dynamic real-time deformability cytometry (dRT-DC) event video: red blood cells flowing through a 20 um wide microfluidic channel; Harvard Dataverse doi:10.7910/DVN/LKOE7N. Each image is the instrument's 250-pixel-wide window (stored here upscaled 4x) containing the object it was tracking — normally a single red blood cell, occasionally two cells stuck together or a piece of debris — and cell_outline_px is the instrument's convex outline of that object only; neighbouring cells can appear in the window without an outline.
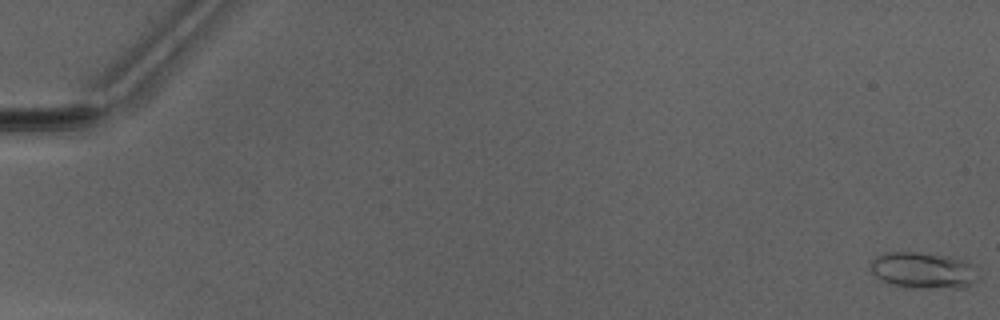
{"species": "Egyptian fruit bat (a non-hibernating species)", "species_latin": "Rousettus aegyptiacus", "temperature_condition": "warm", "stored_images_in_passage": 52, "camera_frame_rate_fps": 3000, "um_per_image_px": 0.085, "animal": {"sex": "male"}, "frame": {"image": 1, "passage_image": 1, "time_ms": 0.0, "image_size_px": [1000, 320], "cell_outline_px": [[972, 280], [964, 288], [912, 288], [892, 284], [876, 276], [872, 272], [872, 260], [876, 256], [884, 252], [916, 252], [952, 256], [968, 260], [972, 264]], "centroid_in_image_um": [78.43, 22.96], "position_along_channel_um": 6.6, "area_um2": 22.37}}
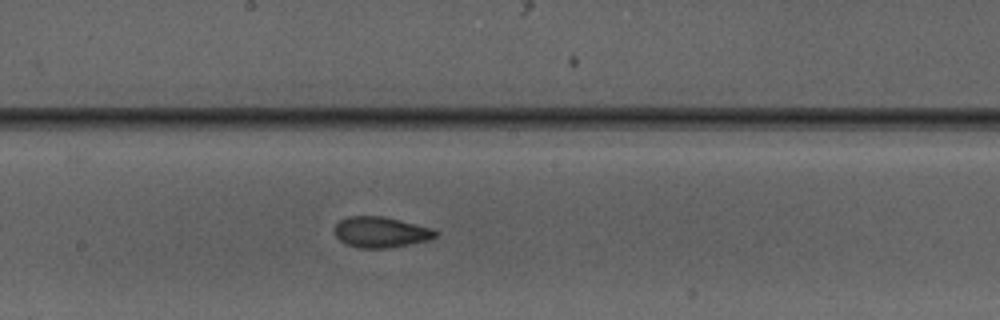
{"frame": {"image": 2, "passage_image": 29, "time_ms": 9.333, "image_size_px": [1000, 320], "cell_outline_px": [[440, 232], [436, 236], [428, 240], [388, 248], [360, 248], [344, 244], [336, 236], [336, 224], [340, 220], [348, 216], [384, 216], [432, 228]], "centroid_in_image_um": [32.37, 19.73], "position_along_channel_um": 215.8, "area_um2": 18.03}}
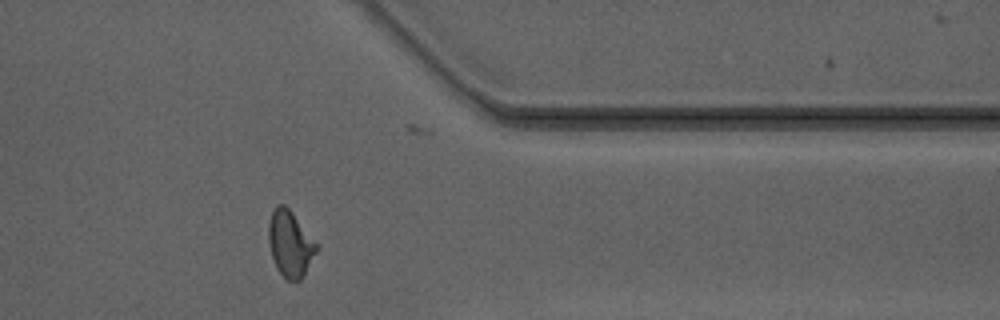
{"frame": {"image": 3, "passage_image": 42, "time_ms": 13.667, "image_size_px": [1000, 320], "cell_outline_px": [[320, 248], [304, 276], [300, 280], [288, 280], [280, 272], [272, 256], [268, 240], [268, 224], [272, 212], [276, 204], [284, 204], [292, 212], [320, 244]], "centroid_in_image_um": [24.72, 20.7], "position_along_channel_um": 386.7, "area_um2": 18.73}, "authors_computed_cell_mechanics": {"area_um2": 18.3226, "velocity_mm_per_s": 4.1866, "shape_relaxation_time_tau1_ms": 4.0952, "shape_relaxation_time_tau2_ms": 1.1256, "deformation_change_tau1": 0.1727, "deformation_change_tau2": 0.0824}}